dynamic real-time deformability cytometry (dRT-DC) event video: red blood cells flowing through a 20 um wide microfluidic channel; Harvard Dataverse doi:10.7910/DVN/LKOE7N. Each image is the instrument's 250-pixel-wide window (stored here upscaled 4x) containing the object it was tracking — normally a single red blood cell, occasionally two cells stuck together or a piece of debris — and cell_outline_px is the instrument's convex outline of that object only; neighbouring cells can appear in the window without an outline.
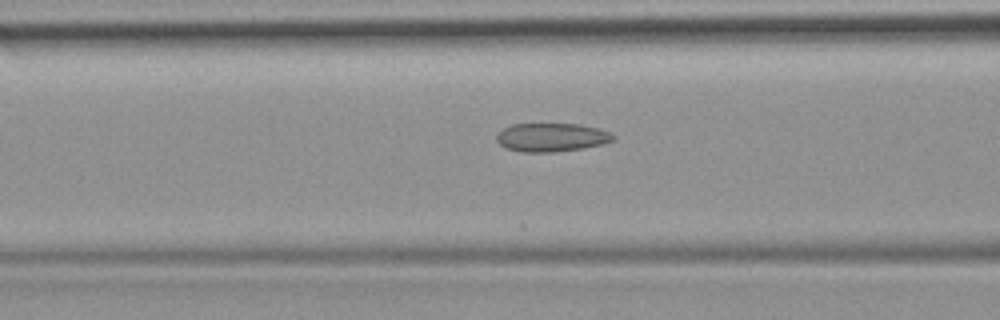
{"species": "common noctule bat (a hibernating species)", "species_latin": "Nyctalus noctula", "temperature_condition": "room temperature", "stored_images_in_passage": 18, "camera_frame_rate_fps": 3000, "um_per_image_px": 0.085, "animal": {"sex": "female", "body_mass_g": 19.9}, "frame": {"image": 1, "passage_image": 15, "time_ms": 4.667, "image_size_px": [1000, 320], "cell_outline_px": [[616, 136], [612, 140], [600, 144], [584, 148], [552, 152], [520, 152], [504, 148], [496, 140], [496, 136], [504, 128], [512, 124], [580, 124], [596, 128], [608, 132]], "centroid_in_image_um": [46.83, 11.68], "position_along_channel_um": 119.8, "area_um2": 19.25}}